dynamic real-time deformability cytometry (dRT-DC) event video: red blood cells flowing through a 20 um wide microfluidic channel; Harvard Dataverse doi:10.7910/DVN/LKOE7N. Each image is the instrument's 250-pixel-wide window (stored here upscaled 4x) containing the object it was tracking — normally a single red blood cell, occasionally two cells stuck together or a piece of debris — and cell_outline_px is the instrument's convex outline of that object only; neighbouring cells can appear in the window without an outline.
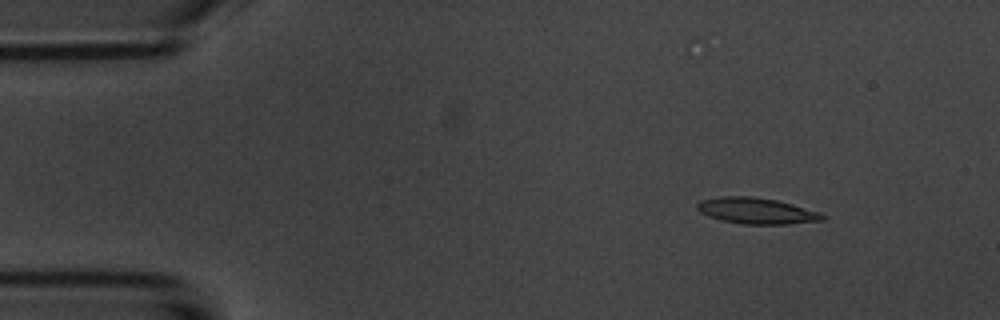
{"species": "common noctule bat (a hibernating species)", "species_latin": "Nyctalus noctula", "temperature_condition": "room temperature", "stored_images_in_passage": 4, "camera_frame_rate_fps": 3000, "um_per_image_px": 0.085, "animal": {"sex": "male", "body_mass_g": 20.1, "forearm_length_mm": 53.5}, "frame": {"image": 1, "passage_image": 2, "time_ms": 1.333, "image_size_px": [1000, 320], "cell_outline_px": [[828, 216], [824, 220], [788, 224], [744, 224], [720, 220], [708, 216], [700, 212], [696, 208], [696, 204], [700, 200], [720, 196], [752, 196], [776, 200], [792, 204], [820, 212]], "centroid_in_image_um": [64.3, 17.92], "position_along_channel_um": 20.7, "area_um2": 19.19}}